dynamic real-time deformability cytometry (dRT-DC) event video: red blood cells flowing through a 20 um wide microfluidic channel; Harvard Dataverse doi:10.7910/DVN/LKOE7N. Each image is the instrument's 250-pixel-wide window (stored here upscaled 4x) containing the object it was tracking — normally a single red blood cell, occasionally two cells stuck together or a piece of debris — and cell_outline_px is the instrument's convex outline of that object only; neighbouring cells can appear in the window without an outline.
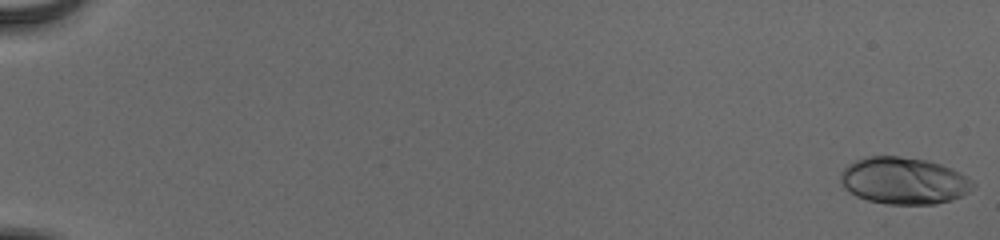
{"species": "human", "species_latin": "Homo sapiens", "temperature_condition": "cold", "stored_images_in_passage": 56, "camera_frame_rate_fps": 3000, "um_per_image_px": 0.085, "donor": {"sex": "male"}, "frame": {"image": 1, "passage_image": 1, "time_ms": 0.0, "image_size_px": [1000, 240], "cell_outline_px": [[976, 184], [968, 192], [952, 200], [936, 204], [888, 204], [868, 200], [856, 196], [844, 188], [840, 180], [840, 172], [848, 164], [856, 160], [868, 156], [896, 156], [924, 160], [940, 164], [952, 168], [960, 172]], "centroid_in_image_um": [76.81, 15.37], "position_along_channel_um": 8.2, "area_um2": 36.13}}
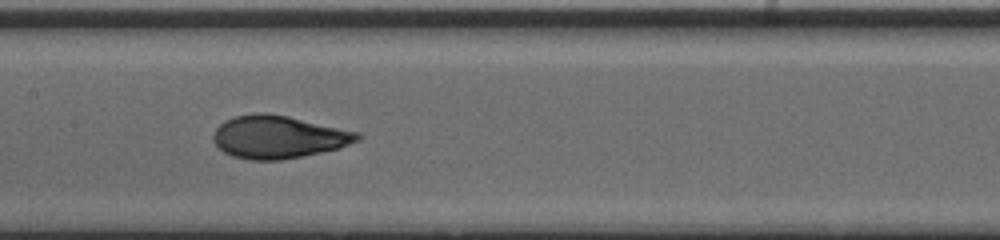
{"frame": {"image": 2, "passage_image": 31, "time_ms": 10.0, "image_size_px": [1000, 240], "cell_outline_px": [[364, 136], [360, 140], [336, 148], [304, 156], [280, 160], [248, 160], [232, 156], [224, 152], [212, 140], [212, 136], [216, 128], [224, 120], [236, 116], [260, 112], [264, 112], [288, 116], [360, 132]], "centroid_in_image_um": [23.66, 11.64], "position_along_channel_um": 183.7, "area_um2": 35.95}}
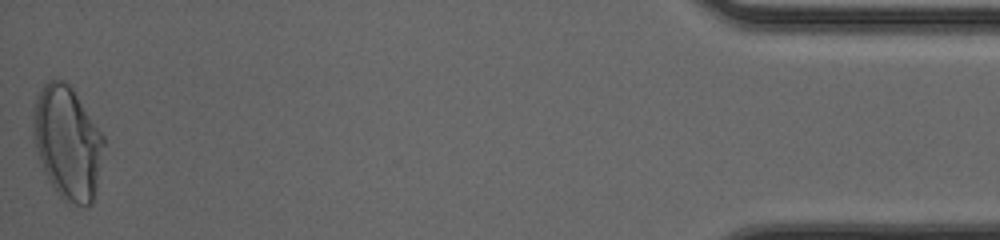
{"frame": {"image": 3, "passage_image": 56, "time_ms": 18.333, "image_size_px": [1000, 240], "cell_outline_px": [[104, 144], [96, 188], [92, 204], [88, 208], [68, 204], [60, 196], [48, 180], [40, 160], [36, 148], [32, 132], [32, 112], [36, 96], [44, 84], [48, 80], [64, 80], [72, 88], [104, 136]], "centroid_in_image_um": [5.72, 12.14], "position_along_channel_um": 429.5, "area_um2": 46.59}, "authors_computed_cell_mechanics": {"area_um2": 35.258, "velocity_mm_per_s": 3.8834, "shape_relaxation_time_tau1_ms": 4.927, "shape_relaxation_time_tau2_ms": null, "deformation_change_tau1": 0.2021, "deformation_change_tau2": null}}